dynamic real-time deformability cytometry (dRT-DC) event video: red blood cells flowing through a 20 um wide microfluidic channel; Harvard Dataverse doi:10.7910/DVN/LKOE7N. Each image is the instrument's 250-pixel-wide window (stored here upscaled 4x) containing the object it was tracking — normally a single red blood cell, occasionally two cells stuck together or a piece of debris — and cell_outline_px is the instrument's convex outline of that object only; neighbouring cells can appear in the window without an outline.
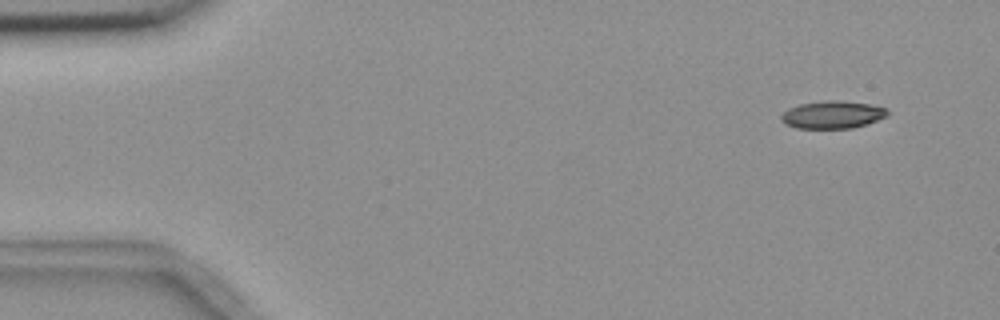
{"species": "common noctule bat (a hibernating species)", "species_latin": "Nyctalus noctula", "temperature_condition": "room temperature", "stored_images_in_passage": 5, "segment_of_instrument_passage": [1, 2], "camera_frame_rate_fps": 3000, "um_per_image_px": 0.085, "animal": {"sex": "female", "body_mass_g": 18.4}, "frame": {"image": 1, "passage_image": 1, "time_ms": 0.0, "image_size_px": [1000, 320], "cell_outline_px": [[888, 116], [852, 128], [796, 128], [784, 124], [780, 120], [780, 116], [788, 108], [800, 104], [824, 100], [836, 100], [868, 104], [888, 108]], "centroid_in_image_um": [70.72, 9.75], "position_along_channel_um": 14.3, "area_um2": 17.05}}